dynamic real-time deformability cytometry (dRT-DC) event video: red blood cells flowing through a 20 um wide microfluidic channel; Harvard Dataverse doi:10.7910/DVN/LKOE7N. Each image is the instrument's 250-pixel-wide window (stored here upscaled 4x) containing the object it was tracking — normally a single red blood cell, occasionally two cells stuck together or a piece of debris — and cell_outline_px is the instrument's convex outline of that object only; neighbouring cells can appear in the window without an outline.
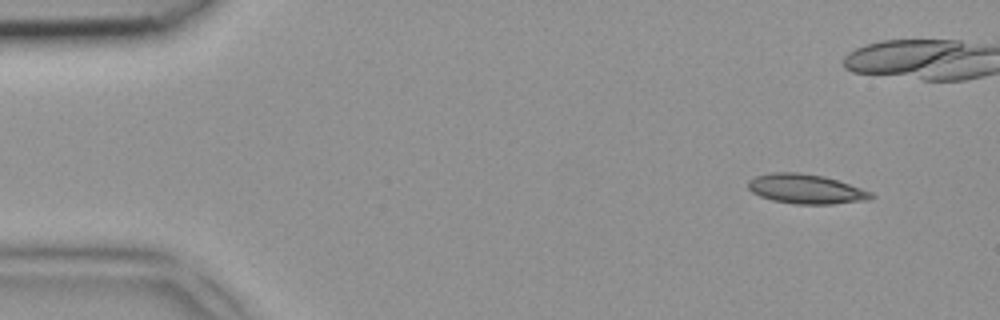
{"species": "common noctule bat (a hibernating species)", "species_latin": "Nyctalus noctula", "temperature_condition": "room temperature", "stored_images_in_passage": 6, "camera_frame_rate_fps": 3000, "um_per_image_px": 0.085, "animal": {"sex": "female", "body_mass_g": 18.4}, "frame": {"image": 1, "passage_image": 1, "time_ms": 0.0, "image_size_px": [1000, 320], "cell_outline_px": [[876, 196], [868, 200], [832, 204], [796, 204], [772, 200], [760, 196], [752, 192], [748, 188], [748, 180], [756, 176], [772, 172], [800, 172], [824, 176], [872, 192]], "centroid_in_image_um": [68.49, 16.06], "position_along_channel_um": 16.5, "area_um2": 21.15}}